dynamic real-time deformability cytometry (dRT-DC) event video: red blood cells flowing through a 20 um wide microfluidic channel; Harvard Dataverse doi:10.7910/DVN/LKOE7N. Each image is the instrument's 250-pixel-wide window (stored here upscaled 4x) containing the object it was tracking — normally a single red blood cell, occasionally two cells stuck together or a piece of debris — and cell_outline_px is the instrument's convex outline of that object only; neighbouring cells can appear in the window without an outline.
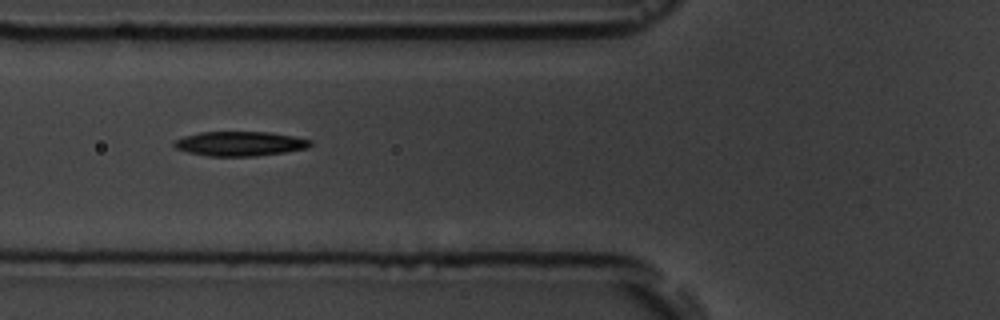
{"species": "common noctule bat (a hibernating species)", "species_latin": "Nyctalus noctula", "temperature_condition": "room temperature", "stored_images_in_passage": 7, "camera_frame_rate_fps": 3000, "um_per_image_px": 0.085, "animal": {"sex": "male", "body_mass_g": 19.5, "forearm_length_mm": 54.6}, "frame": {"image": 1, "passage_image": 2, "time_ms": 1.0, "image_size_px": [1000, 320], "cell_outline_px": [[312, 144], [308, 148], [284, 152], [256, 156], [208, 156], [188, 152], [176, 148], [172, 144], [176, 140], [184, 136], [200, 132], [268, 132], [292, 136], [312, 140]], "centroid_in_image_um": [20.4, 12.21], "position_along_channel_um": 105.4, "area_um2": 19.36}}
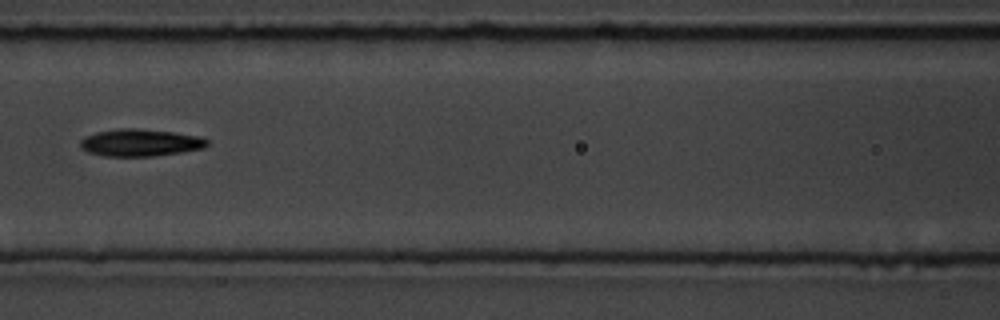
{"frame": {"image": 2, "passage_image": 3, "time_ms": 2.333, "image_size_px": [1000, 320], "cell_outline_px": [[208, 144], [204, 148], [180, 152], [152, 156], [104, 156], [88, 152], [80, 148], [80, 140], [96, 132], [120, 128], [136, 128], [172, 132], [200, 136], [208, 140]], "centroid_in_image_um": [11.91, 12.12], "position_along_channel_um": 154.7, "area_um2": 20.0}}
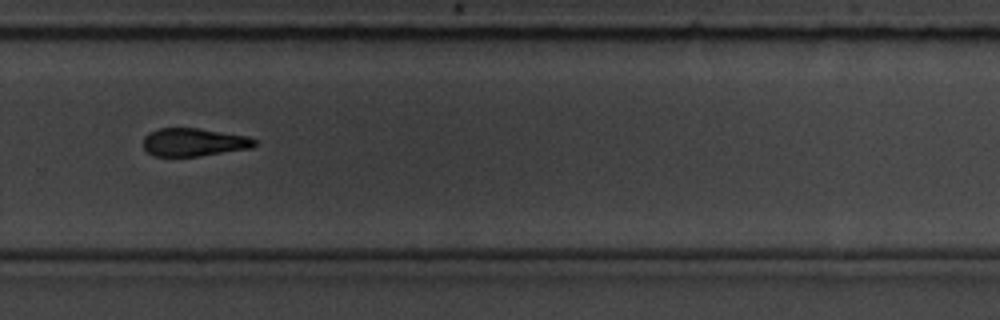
{"frame": {"image": 3, "passage_image": 7, "time_ms": 6.667, "image_size_px": [1000, 320], "cell_outline_px": [[256, 144], [252, 148], [200, 156], [152, 156], [144, 148], [144, 136], [148, 132], [160, 128], [200, 128], [248, 136], [256, 140]], "centroid_in_image_um": [16.48, 12.08], "position_along_channel_um": 313.3, "area_um2": 18.32}}